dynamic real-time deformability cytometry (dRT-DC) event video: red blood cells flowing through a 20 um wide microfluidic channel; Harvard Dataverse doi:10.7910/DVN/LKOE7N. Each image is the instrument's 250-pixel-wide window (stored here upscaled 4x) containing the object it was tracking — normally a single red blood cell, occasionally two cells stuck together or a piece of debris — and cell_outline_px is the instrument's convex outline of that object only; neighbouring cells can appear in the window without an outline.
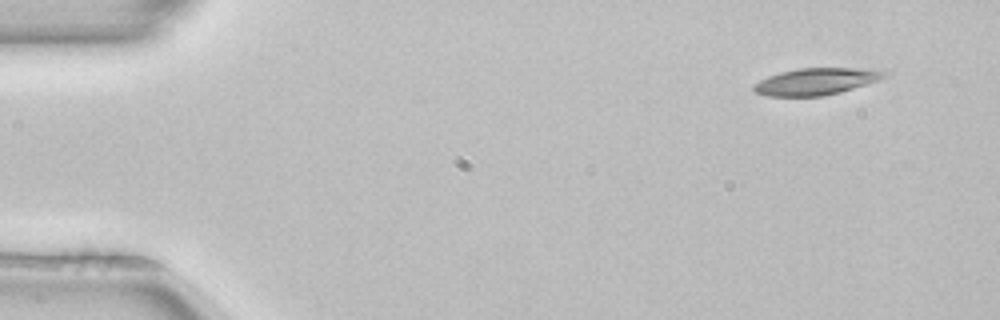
{"species": "common noctule bat (a hibernating species)", "species_latin": "Nyctalus noctula", "temperature_condition": "room temperature", "stored_images_in_passage": 3, "camera_frame_rate_fps": 3000, "um_per_image_px": 0.085, "animal": {"sex": "female", "body_mass_g": 22.7, "forearm_length_mm": 54.2}, "frame": {"image": 1, "passage_image": 1, "time_ms": 0.0, "image_size_px": [1000, 320], "cell_outline_px": [[888, 76], [880, 80], [840, 92], [824, 96], [768, 96], [756, 92], [752, 88], [752, 84], [768, 76], [780, 72], [800, 68], [860, 68], [888, 72]], "centroid_in_image_um": [69.36, 6.92], "position_along_channel_um": 15.6, "area_um2": 20.4}}
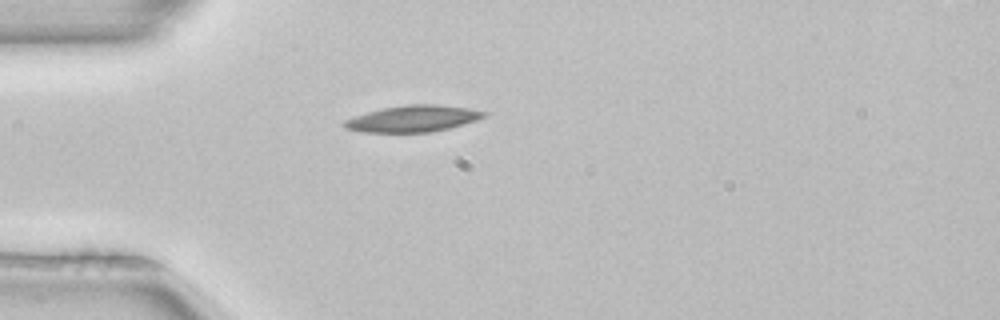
{"frame": {"image": 2, "passage_image": 3, "time_ms": 0.667, "image_size_px": [1000, 320], "cell_outline_px": [[488, 116], [476, 120], [448, 128], [432, 132], [360, 132], [344, 128], [340, 124], [344, 120], [368, 112], [384, 108], [408, 104], [436, 104], [468, 108], [488, 112]], "centroid_in_image_um": [35.09, 10.09], "position_along_channel_um": 49.9, "area_um2": 21.5}}